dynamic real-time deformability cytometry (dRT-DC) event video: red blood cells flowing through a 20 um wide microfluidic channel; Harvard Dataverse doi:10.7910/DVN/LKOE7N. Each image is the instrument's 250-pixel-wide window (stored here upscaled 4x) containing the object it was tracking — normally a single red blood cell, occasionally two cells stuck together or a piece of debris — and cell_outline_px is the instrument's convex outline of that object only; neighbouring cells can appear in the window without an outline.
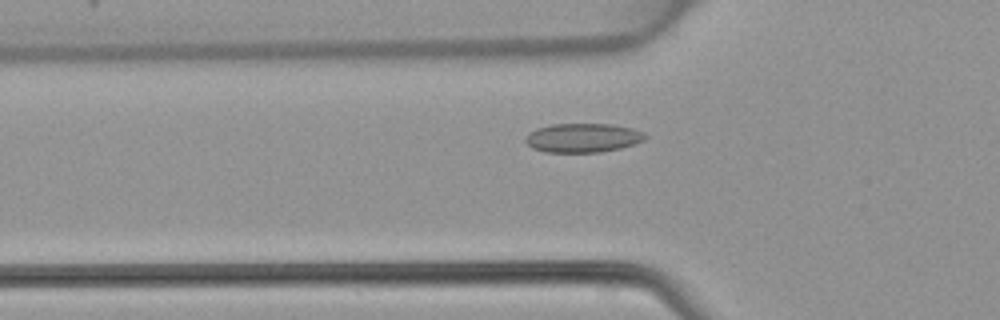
{"species": "common noctule bat (a hibernating species)", "species_latin": "Nyctalus noctula", "temperature_condition": "warm", "stored_images_in_passage": 41, "camera_frame_rate_fps": 3000, "um_per_image_px": 0.085, "animal": {"sex": "female", "body_mass_g": 22.7, "forearm_length_mm": 54.2}, "frame": {"image": 1, "passage_image": 13, "time_ms": 4.0, "image_size_px": [1000, 320], "cell_outline_px": [[648, 136], [644, 140], [620, 148], [600, 152], [544, 152], [532, 148], [524, 140], [528, 132], [536, 128], [552, 124], [612, 124], [632, 128], [644, 132]], "centroid_in_image_um": [49.52, 11.71], "position_along_channel_um": 76.3, "area_um2": 20.35}}
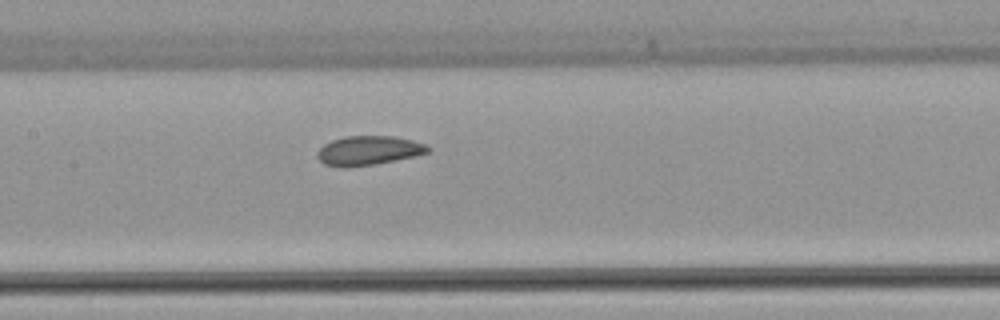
{"frame": {"image": 2, "passage_image": 20, "time_ms": 6.333, "image_size_px": [1000, 320], "cell_outline_px": [[432, 148], [428, 152], [416, 156], [376, 164], [348, 168], [340, 168], [324, 164], [316, 156], [316, 152], [324, 144], [332, 140], [344, 136], [392, 136], [412, 140], [428, 144]], "centroid_in_image_um": [31.32, 12.8], "position_along_channel_um": 176.1, "area_um2": 19.19}}
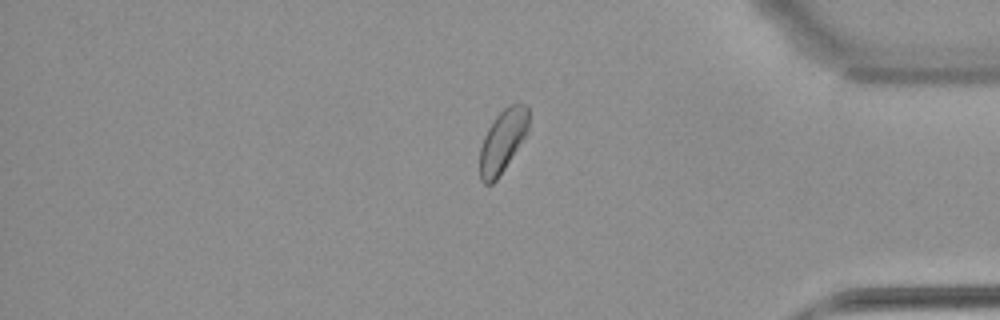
{"frame": {"image": 3, "passage_image": 37, "time_ms": 12.0, "image_size_px": [1000, 320], "cell_outline_px": [[528, 132], [496, 180], [492, 184], [484, 184], [480, 180], [480, 148], [484, 136], [488, 128], [496, 116], [508, 104], [528, 104]], "centroid_in_image_um": [42.72, 11.97], "position_along_channel_um": 392.5, "area_um2": 17.69}}